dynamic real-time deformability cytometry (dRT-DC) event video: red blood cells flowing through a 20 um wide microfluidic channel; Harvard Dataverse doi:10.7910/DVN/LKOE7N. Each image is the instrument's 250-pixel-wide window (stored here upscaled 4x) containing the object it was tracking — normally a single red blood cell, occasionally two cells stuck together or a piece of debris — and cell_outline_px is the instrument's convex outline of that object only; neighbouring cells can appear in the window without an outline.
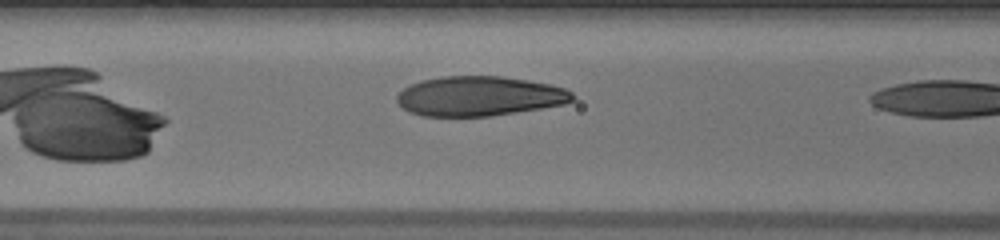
{"species": "human", "species_latin": "Homo sapiens", "temperature_condition": "warm", "stored_images_in_passage": 6, "camera_frame_rate_fps": 3000, "um_per_image_px": 0.085, "donor": {"sex": "male"}, "frame": {"image": 1, "passage_image": 5, "time_ms": 1.333, "image_size_px": [1000, 240], "cell_outline_px": [[576, 96], [572, 100], [564, 104], [492, 116], [420, 116], [408, 112], [396, 100], [396, 96], [404, 88], [420, 80], [444, 76], [500, 76], [528, 80], [552, 84], [564, 88], [572, 92]], "centroid_in_image_um": [40.75, 8.17], "position_along_channel_um": 125.9, "area_um2": 40.69}}